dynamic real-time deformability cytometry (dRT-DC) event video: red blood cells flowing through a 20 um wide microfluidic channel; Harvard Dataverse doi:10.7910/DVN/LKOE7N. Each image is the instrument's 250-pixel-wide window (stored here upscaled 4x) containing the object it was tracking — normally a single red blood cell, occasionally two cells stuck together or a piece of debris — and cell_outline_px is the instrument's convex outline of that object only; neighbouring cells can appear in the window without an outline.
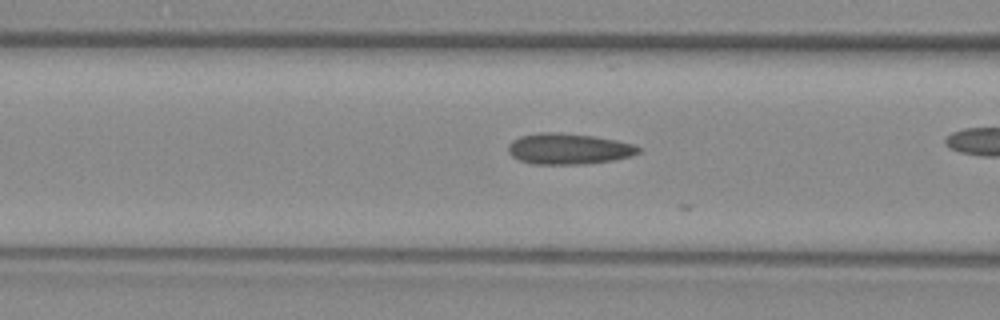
{"species": "common noctule bat (a hibernating species)", "species_latin": "Nyctalus noctula", "temperature_condition": "warm", "stored_images_in_passage": 9, "camera_frame_rate_fps": 3000, "um_per_image_px": 0.085, "animal": {"sex": "female", "body_mass_g": 29.2, "forearm_length_mm": 56.3}, "frame": {"image": 1, "passage_image": 5, "time_ms": 1.333, "image_size_px": [1000, 320], "cell_outline_px": [[644, 148], [640, 152], [632, 156], [616, 160], [584, 164], [532, 164], [520, 160], [512, 156], [508, 152], [508, 144], [512, 140], [520, 136], [540, 132], [560, 132], [592, 136], [616, 140], [632, 144]], "centroid_in_image_um": [48.35, 12.65], "position_along_channel_um": 118.3, "area_um2": 23.7}}
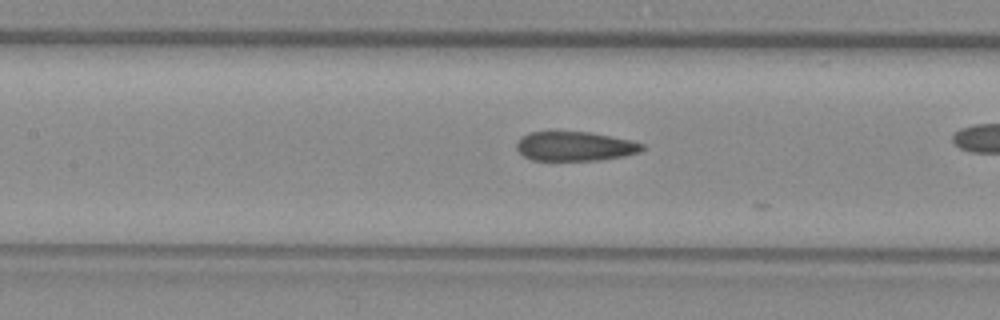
{"frame": {"image": 2, "passage_image": 8, "time_ms": 2.333, "image_size_px": [1000, 320], "cell_outline_px": [[644, 148], [640, 152], [624, 156], [600, 160], [532, 160], [524, 156], [516, 148], [516, 140], [520, 136], [528, 132], [592, 132], [632, 140], [644, 144]], "centroid_in_image_um": [48.87, 12.42], "position_along_channel_um": 158.5, "area_um2": 21.68}}